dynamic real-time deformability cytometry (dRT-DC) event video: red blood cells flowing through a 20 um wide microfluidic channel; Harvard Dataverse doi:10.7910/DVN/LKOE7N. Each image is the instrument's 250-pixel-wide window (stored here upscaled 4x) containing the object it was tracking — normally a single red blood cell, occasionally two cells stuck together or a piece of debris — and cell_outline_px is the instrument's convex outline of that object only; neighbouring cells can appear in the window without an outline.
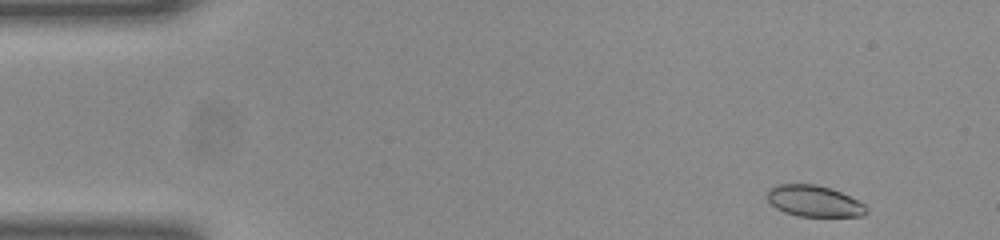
{"species": "common noctule bat (a hibernating species)", "species_latin": "Nyctalus noctula", "temperature_condition": "room temperature", "stored_images_in_passage": 48, "segment_of_instrument_passage": [1, 2], "camera_frame_rate_fps": 3000, "um_per_image_px": 0.085, "animal": {"sex": "female", "body_mass_g": 23.0, "forearm_length_mm": 53.4}, "frame": {"image": 1, "passage_image": 1, "time_ms": 0.0, "image_size_px": [1000, 240], "cell_outline_px": [[868, 212], [864, 216], [796, 216], [784, 212], [776, 208], [768, 200], [768, 188], [776, 184], [816, 184], [840, 192], [864, 204], [868, 208]], "centroid_in_image_um": [69.18, 17.1], "position_along_channel_um": 15.8, "area_um2": 17.98}}
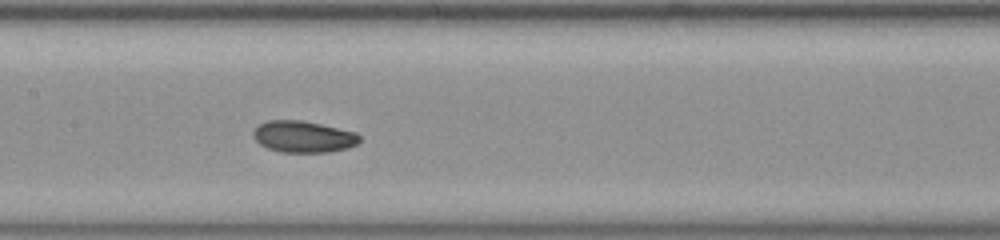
{"frame": {"image": 2, "passage_image": 21, "time_ms": 6.667, "image_size_px": [1000, 240], "cell_outline_px": [[360, 140], [356, 144], [348, 148], [328, 152], [280, 152], [268, 148], [260, 144], [252, 136], [252, 132], [260, 124], [268, 120], [300, 120], [320, 124], [356, 132], [360, 136]], "centroid_in_image_um": [25.78, 11.62], "position_along_channel_um": 181.6, "area_um2": 19.48}}
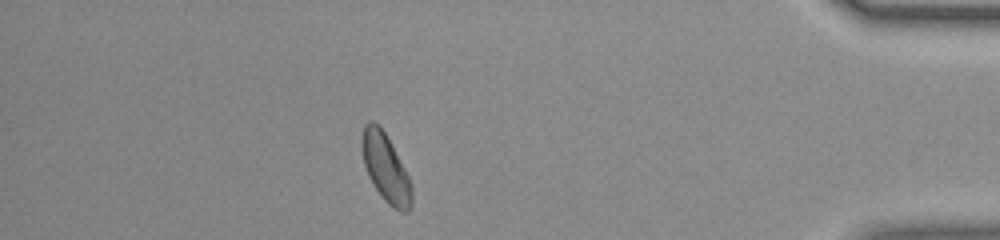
{"frame": {"image": 3, "passage_image": 41, "time_ms": 13.333, "image_size_px": [1000, 240], "cell_outline_px": [[412, 204], [408, 212], [400, 212], [392, 208], [384, 200], [372, 184], [368, 176], [364, 164], [360, 148], [360, 136], [364, 124], [368, 120], [372, 120], [384, 132], [404, 168], [412, 184]], "centroid_in_image_um": [32.75, 14.29], "position_along_channel_um": 402.5, "area_um2": 19.94}}